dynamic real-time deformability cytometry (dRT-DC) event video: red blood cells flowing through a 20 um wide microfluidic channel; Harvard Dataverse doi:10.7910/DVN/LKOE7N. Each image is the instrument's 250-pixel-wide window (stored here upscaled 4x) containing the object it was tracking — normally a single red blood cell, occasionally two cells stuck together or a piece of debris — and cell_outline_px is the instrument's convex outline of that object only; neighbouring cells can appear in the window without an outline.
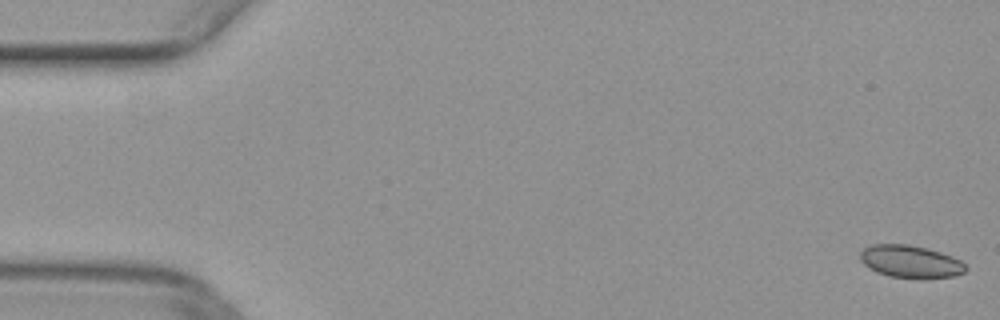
{"species": "common noctule bat (a hibernating species)", "species_latin": "Nyctalus noctula", "temperature_condition": "warm", "stored_images_in_passage": 52, "camera_frame_rate_fps": 3000, "um_per_image_px": 0.085, "animal": {"sex": "female", "body_mass_g": 29.2, "forearm_length_mm": 56.3}, "frame": {"image": 1, "passage_image": 1, "time_ms": 0.0, "image_size_px": [1000, 320], "cell_outline_px": [[968, 268], [964, 272], [952, 276], [924, 280], [916, 280], [888, 276], [876, 272], [868, 268], [860, 260], [860, 252], [864, 248], [872, 244], [908, 244], [928, 248], [952, 256], [960, 260]], "centroid_in_image_um": [77.38, 22.26], "position_along_channel_um": 7.6, "area_um2": 20.52}}
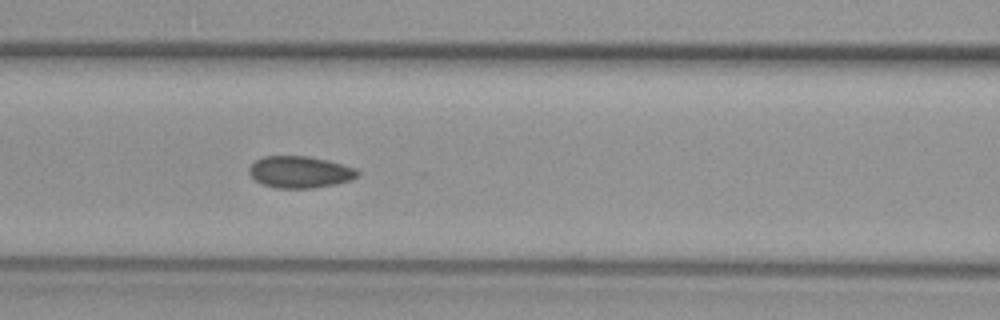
{"frame": {"image": 2, "passage_image": 22, "time_ms": 7.0, "image_size_px": [1000, 320], "cell_outline_px": [[360, 176], [352, 180], [336, 184], [312, 188], [276, 188], [264, 184], [256, 180], [248, 172], [248, 168], [256, 160], [264, 156], [308, 156], [328, 160], [356, 168], [360, 172]], "centroid_in_image_um": [25.54, 14.62], "position_along_channel_um": 141.1, "area_um2": 20.17}}
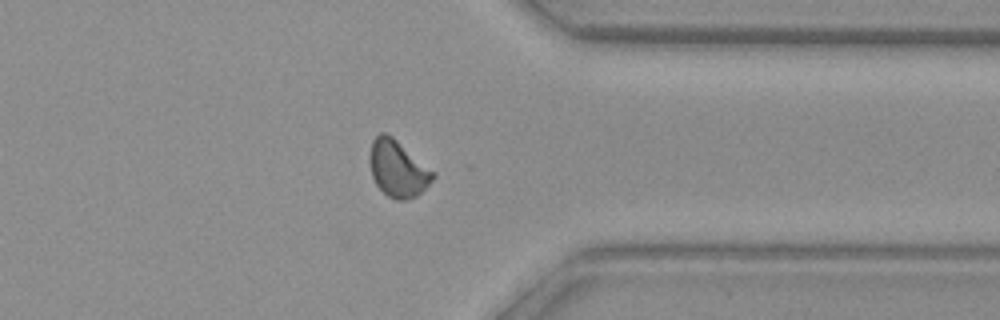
{"frame": {"image": 3, "passage_image": 40, "time_ms": 13.0, "image_size_px": [1000, 320], "cell_outline_px": [[436, 176], [416, 196], [408, 200], [396, 200], [388, 196], [376, 184], [372, 176], [368, 160], [372, 140], [380, 132], [384, 132], [392, 136], [436, 172]], "centroid_in_image_um": [33.8, 14.32], "position_along_channel_um": 377.6, "area_um2": 20.92}}